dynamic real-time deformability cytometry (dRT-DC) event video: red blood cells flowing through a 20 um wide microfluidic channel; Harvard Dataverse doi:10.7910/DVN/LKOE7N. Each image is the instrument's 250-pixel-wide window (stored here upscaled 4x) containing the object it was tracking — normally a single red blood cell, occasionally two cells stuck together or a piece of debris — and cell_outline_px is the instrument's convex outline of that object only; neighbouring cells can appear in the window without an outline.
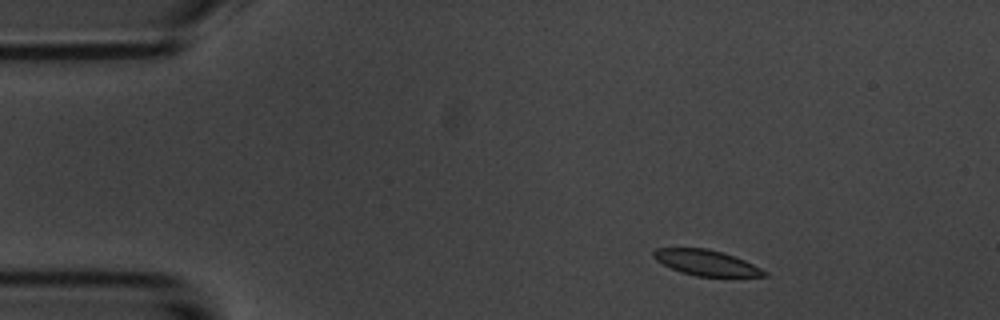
{"species": "common noctule bat (a hibernating species)", "species_latin": "Nyctalus noctula", "temperature_condition": "room temperature", "stored_images_in_passage": 3, "camera_frame_rate_fps": 3000, "um_per_image_px": 0.085, "animal": {"sex": "male", "body_mass_g": 20.1, "forearm_length_mm": 53.5}, "frame": {"image": 1, "passage_image": 1, "time_ms": 0.0, "image_size_px": [1000, 320], "cell_outline_px": [[768, 276], [696, 276], [680, 272], [656, 260], [652, 256], [652, 252], [656, 248], [708, 248], [724, 252], [744, 260], [768, 272]], "centroid_in_image_um": [60.02, 22.32], "position_along_channel_um": 25.0, "area_um2": 16.42}}